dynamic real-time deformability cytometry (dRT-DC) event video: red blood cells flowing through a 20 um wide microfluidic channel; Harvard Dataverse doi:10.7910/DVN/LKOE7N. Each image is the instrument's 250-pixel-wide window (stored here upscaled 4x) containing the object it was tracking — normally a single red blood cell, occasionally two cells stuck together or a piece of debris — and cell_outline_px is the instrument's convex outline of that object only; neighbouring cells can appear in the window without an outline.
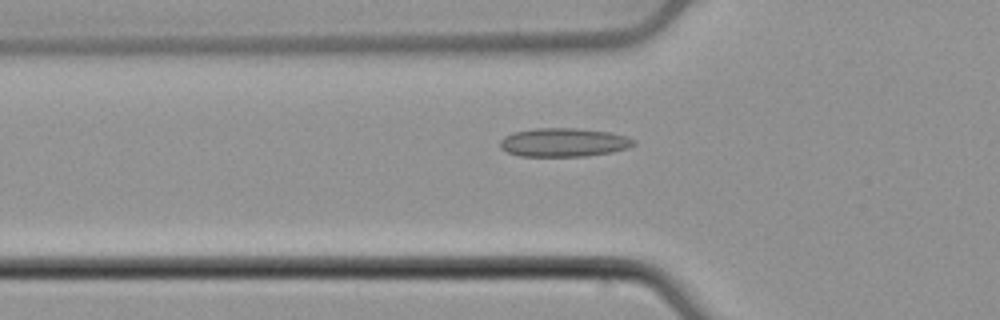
{"species": "common noctule bat (a hibernating species)", "species_latin": "Nyctalus noctula", "temperature_condition": "cold", "stored_images_in_passage": 50, "camera_frame_rate_fps": 3000, "um_per_image_px": 0.085, "animal": {"sex": "male", "body_mass_g": 21.5, "forearm_length_mm": 52.0}, "frame": {"image": 1, "passage_image": 15, "time_ms": 4.667, "image_size_px": [1000, 320], "cell_outline_px": [[636, 144], [628, 148], [612, 152], [584, 156], [520, 156], [508, 152], [500, 148], [500, 140], [504, 136], [512, 132], [536, 128], [576, 128], [612, 132], [636, 140]], "centroid_in_image_um": [47.92, 12.1], "position_along_channel_um": 77.9, "area_um2": 22.43}}
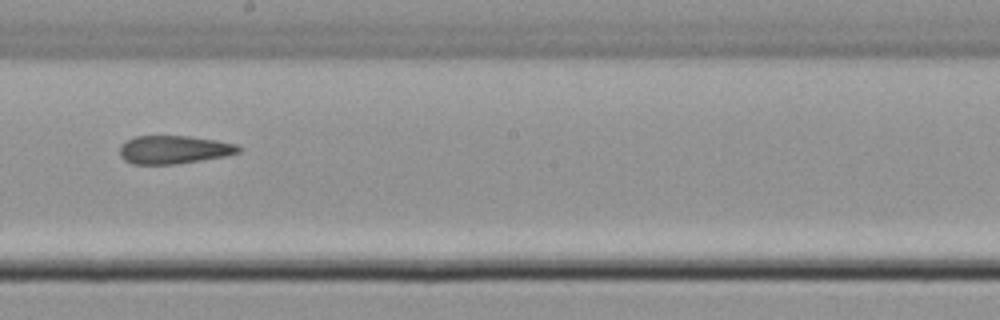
{"frame": {"image": 2, "passage_image": 27, "time_ms": 8.667, "image_size_px": [1000, 320], "cell_outline_px": [[244, 148], [240, 152], [224, 156], [176, 164], [132, 164], [124, 160], [120, 156], [120, 144], [136, 136], [188, 136], [216, 140], [236, 144]], "centroid_in_image_um": [14.78, 12.72], "position_along_channel_um": 233.4, "area_um2": 19.54}}
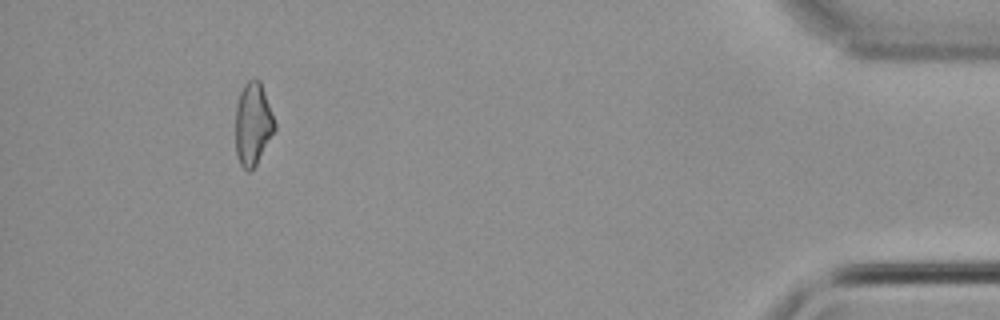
{"frame": {"image": 3, "passage_image": 46, "time_ms": 15.0, "image_size_px": [1000, 320], "cell_outline_px": [[276, 128], [256, 164], [248, 172], [240, 164], [236, 156], [236, 104], [240, 92], [244, 84], [252, 76], [256, 76], [260, 80], [276, 124]], "centroid_in_image_um": [21.49, 10.48], "position_along_channel_um": 413.7, "area_um2": 18.9}, "authors_computed_cell_mechanics": {"area_um2": 20.2589, "velocity_mm_per_s": 3.8826, "shape_relaxation_time_tau1_ms": null, "shape_relaxation_time_tau2_ms": 3.8476, "deformation_change_tau1": null, "deformation_change_tau2": 0.1186}}